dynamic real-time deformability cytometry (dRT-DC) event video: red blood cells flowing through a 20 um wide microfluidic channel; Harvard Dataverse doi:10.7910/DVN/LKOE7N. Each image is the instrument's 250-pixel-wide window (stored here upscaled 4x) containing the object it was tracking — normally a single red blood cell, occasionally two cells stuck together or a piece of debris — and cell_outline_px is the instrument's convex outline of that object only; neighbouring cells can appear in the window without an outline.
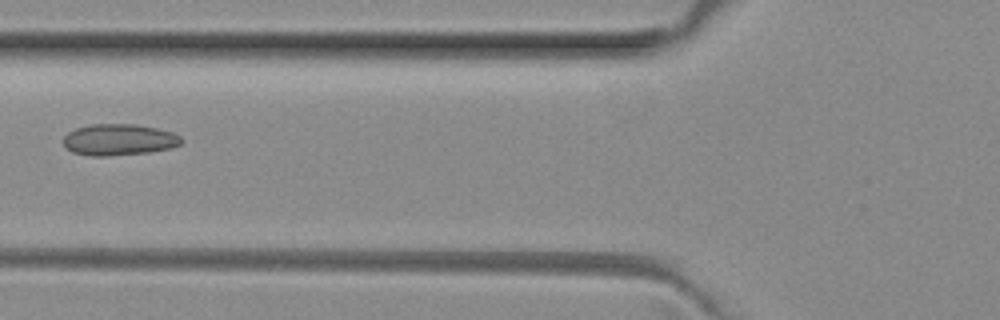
{"species": "common noctule bat (a hibernating species)", "species_latin": "Nyctalus noctula", "temperature_condition": "room temperature", "stored_images_in_passage": 3, "camera_frame_rate_fps": 3000, "um_per_image_px": 0.085, "animal": {"sex": "female", "body_mass_g": 29.2, "forearm_length_mm": 56.3}, "frame": {"image": 1, "passage_image": 3, "time_ms": 0.667, "image_size_px": [1000, 320], "cell_outline_px": [[184, 140], [180, 144], [168, 148], [148, 152], [108, 156], [92, 156], [72, 152], [64, 144], [64, 136], [68, 132], [76, 128], [92, 124], [136, 124], [156, 128], [172, 132], [180, 136]], "centroid_in_image_um": [10.11, 11.87], "position_along_channel_um": 115.7, "area_um2": 21.44}}